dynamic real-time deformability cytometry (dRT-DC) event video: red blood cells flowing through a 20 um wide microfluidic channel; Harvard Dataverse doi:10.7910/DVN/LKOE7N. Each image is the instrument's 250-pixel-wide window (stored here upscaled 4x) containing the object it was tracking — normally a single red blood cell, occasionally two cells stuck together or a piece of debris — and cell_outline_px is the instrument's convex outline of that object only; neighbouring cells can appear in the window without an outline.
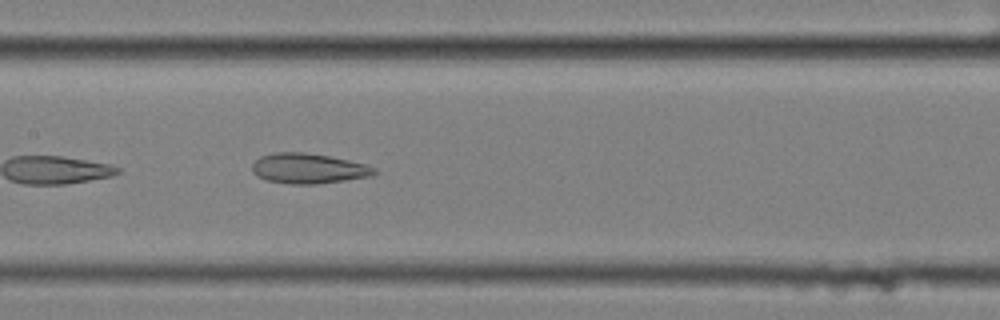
{"species": "common noctule bat (a hibernating species)", "species_latin": "Nyctalus noctula", "temperature_condition": "cold", "stored_images_in_passage": 5, "camera_frame_rate_fps": 3000, "um_per_image_px": 0.085, "animal": {"sex": "female", "body_mass_g": 25.1}, "frame": {"image": 1, "passage_image": 5, "time_ms": 1.333, "image_size_px": [1000, 320], "cell_outline_px": [[380, 172], [372, 176], [316, 184], [288, 184], [268, 180], [256, 176], [252, 172], [252, 164], [260, 156], [272, 152], [304, 152], [328, 156], [348, 160], [364, 164], [376, 168]], "centroid_in_image_um": [26.2, 14.32], "position_along_channel_um": 181.2, "area_um2": 21.56}}